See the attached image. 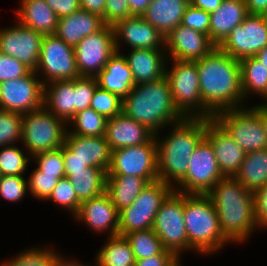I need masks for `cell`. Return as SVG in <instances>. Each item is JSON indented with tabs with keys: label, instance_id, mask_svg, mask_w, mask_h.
<instances>
[{
	"label": "cell",
	"instance_id": "obj_1",
	"mask_svg": "<svg viewBox=\"0 0 267 266\" xmlns=\"http://www.w3.org/2000/svg\"><path fill=\"white\" fill-rule=\"evenodd\" d=\"M195 62L202 103L214 115L225 109L249 105H245L243 98L239 60L217 46L207 56Z\"/></svg>",
	"mask_w": 267,
	"mask_h": 266
},
{
	"label": "cell",
	"instance_id": "obj_2",
	"mask_svg": "<svg viewBox=\"0 0 267 266\" xmlns=\"http://www.w3.org/2000/svg\"><path fill=\"white\" fill-rule=\"evenodd\" d=\"M209 120L184 118L167 126V134L163 135V131L155 134L159 180L174 188L186 176L190 157L205 138Z\"/></svg>",
	"mask_w": 267,
	"mask_h": 266
},
{
	"label": "cell",
	"instance_id": "obj_3",
	"mask_svg": "<svg viewBox=\"0 0 267 266\" xmlns=\"http://www.w3.org/2000/svg\"><path fill=\"white\" fill-rule=\"evenodd\" d=\"M217 211L223 235L231 244H245L258 228L254 192L235 177H223L206 194Z\"/></svg>",
	"mask_w": 267,
	"mask_h": 266
},
{
	"label": "cell",
	"instance_id": "obj_4",
	"mask_svg": "<svg viewBox=\"0 0 267 266\" xmlns=\"http://www.w3.org/2000/svg\"><path fill=\"white\" fill-rule=\"evenodd\" d=\"M122 112L145 125L154 134L185 117L175 107L166 77L135 85L123 99Z\"/></svg>",
	"mask_w": 267,
	"mask_h": 266
},
{
	"label": "cell",
	"instance_id": "obj_5",
	"mask_svg": "<svg viewBox=\"0 0 267 266\" xmlns=\"http://www.w3.org/2000/svg\"><path fill=\"white\" fill-rule=\"evenodd\" d=\"M184 222L190 251L196 254L216 255L231 243L223 235L217 211L207 195L184 193Z\"/></svg>",
	"mask_w": 267,
	"mask_h": 266
},
{
	"label": "cell",
	"instance_id": "obj_6",
	"mask_svg": "<svg viewBox=\"0 0 267 266\" xmlns=\"http://www.w3.org/2000/svg\"><path fill=\"white\" fill-rule=\"evenodd\" d=\"M168 62L172 63V66L169 67ZM165 77L170 86L174 105L185 118L214 117L202 103L196 62L168 60Z\"/></svg>",
	"mask_w": 267,
	"mask_h": 266
},
{
	"label": "cell",
	"instance_id": "obj_7",
	"mask_svg": "<svg viewBox=\"0 0 267 266\" xmlns=\"http://www.w3.org/2000/svg\"><path fill=\"white\" fill-rule=\"evenodd\" d=\"M67 132V122L43 106L23 114L22 144L20 145L31 156L56 150L64 144Z\"/></svg>",
	"mask_w": 267,
	"mask_h": 266
},
{
	"label": "cell",
	"instance_id": "obj_8",
	"mask_svg": "<svg viewBox=\"0 0 267 266\" xmlns=\"http://www.w3.org/2000/svg\"><path fill=\"white\" fill-rule=\"evenodd\" d=\"M213 119L246 153L267 148L264 125L254 105L222 110Z\"/></svg>",
	"mask_w": 267,
	"mask_h": 266
},
{
	"label": "cell",
	"instance_id": "obj_9",
	"mask_svg": "<svg viewBox=\"0 0 267 266\" xmlns=\"http://www.w3.org/2000/svg\"><path fill=\"white\" fill-rule=\"evenodd\" d=\"M152 229L165 249L177 257L190 252V244L184 222V193L173 190L155 215Z\"/></svg>",
	"mask_w": 267,
	"mask_h": 266
},
{
	"label": "cell",
	"instance_id": "obj_10",
	"mask_svg": "<svg viewBox=\"0 0 267 266\" xmlns=\"http://www.w3.org/2000/svg\"><path fill=\"white\" fill-rule=\"evenodd\" d=\"M173 190L172 186L161 180L149 183L131 206L119 212L118 235L151 229L156 213Z\"/></svg>",
	"mask_w": 267,
	"mask_h": 266
},
{
	"label": "cell",
	"instance_id": "obj_11",
	"mask_svg": "<svg viewBox=\"0 0 267 266\" xmlns=\"http://www.w3.org/2000/svg\"><path fill=\"white\" fill-rule=\"evenodd\" d=\"M36 74L43 85L57 80H74L80 77L74 47L56 34L44 35Z\"/></svg>",
	"mask_w": 267,
	"mask_h": 266
},
{
	"label": "cell",
	"instance_id": "obj_12",
	"mask_svg": "<svg viewBox=\"0 0 267 266\" xmlns=\"http://www.w3.org/2000/svg\"><path fill=\"white\" fill-rule=\"evenodd\" d=\"M223 177L213 147L204 138L190 157L186 176L174 190L185 194L206 195Z\"/></svg>",
	"mask_w": 267,
	"mask_h": 266
},
{
	"label": "cell",
	"instance_id": "obj_13",
	"mask_svg": "<svg viewBox=\"0 0 267 266\" xmlns=\"http://www.w3.org/2000/svg\"><path fill=\"white\" fill-rule=\"evenodd\" d=\"M107 175L137 176L148 183L159 180L155 135L142 145L111 151V164Z\"/></svg>",
	"mask_w": 267,
	"mask_h": 266
},
{
	"label": "cell",
	"instance_id": "obj_14",
	"mask_svg": "<svg viewBox=\"0 0 267 266\" xmlns=\"http://www.w3.org/2000/svg\"><path fill=\"white\" fill-rule=\"evenodd\" d=\"M74 52L79 75L95 77L116 52L113 26L104 25L86 36L74 47Z\"/></svg>",
	"mask_w": 267,
	"mask_h": 266
},
{
	"label": "cell",
	"instance_id": "obj_15",
	"mask_svg": "<svg viewBox=\"0 0 267 266\" xmlns=\"http://www.w3.org/2000/svg\"><path fill=\"white\" fill-rule=\"evenodd\" d=\"M44 85L35 71L0 83V109L20 114L43 107Z\"/></svg>",
	"mask_w": 267,
	"mask_h": 266
},
{
	"label": "cell",
	"instance_id": "obj_16",
	"mask_svg": "<svg viewBox=\"0 0 267 266\" xmlns=\"http://www.w3.org/2000/svg\"><path fill=\"white\" fill-rule=\"evenodd\" d=\"M267 46V25L262 15L248 14L218 46L236 60L255 56Z\"/></svg>",
	"mask_w": 267,
	"mask_h": 266
},
{
	"label": "cell",
	"instance_id": "obj_17",
	"mask_svg": "<svg viewBox=\"0 0 267 266\" xmlns=\"http://www.w3.org/2000/svg\"><path fill=\"white\" fill-rule=\"evenodd\" d=\"M15 22L11 26L0 28V52L16 58L35 71L44 35Z\"/></svg>",
	"mask_w": 267,
	"mask_h": 266
},
{
	"label": "cell",
	"instance_id": "obj_18",
	"mask_svg": "<svg viewBox=\"0 0 267 266\" xmlns=\"http://www.w3.org/2000/svg\"><path fill=\"white\" fill-rule=\"evenodd\" d=\"M217 47L207 34L185 27L182 24L174 28L165 37L167 60L195 62L207 56Z\"/></svg>",
	"mask_w": 267,
	"mask_h": 266
},
{
	"label": "cell",
	"instance_id": "obj_19",
	"mask_svg": "<svg viewBox=\"0 0 267 266\" xmlns=\"http://www.w3.org/2000/svg\"><path fill=\"white\" fill-rule=\"evenodd\" d=\"M113 28L115 48L118 52L124 47L123 42L130 49H165V37L142 16L120 20Z\"/></svg>",
	"mask_w": 267,
	"mask_h": 266
},
{
	"label": "cell",
	"instance_id": "obj_20",
	"mask_svg": "<svg viewBox=\"0 0 267 266\" xmlns=\"http://www.w3.org/2000/svg\"><path fill=\"white\" fill-rule=\"evenodd\" d=\"M73 218L76 222L86 224L94 233H106L107 237L118 235L119 212L106 192L81 202L79 211Z\"/></svg>",
	"mask_w": 267,
	"mask_h": 266
},
{
	"label": "cell",
	"instance_id": "obj_21",
	"mask_svg": "<svg viewBox=\"0 0 267 266\" xmlns=\"http://www.w3.org/2000/svg\"><path fill=\"white\" fill-rule=\"evenodd\" d=\"M62 154L63 158H78L87 166L106 172L111 164V149L104 136L88 137L67 132Z\"/></svg>",
	"mask_w": 267,
	"mask_h": 266
},
{
	"label": "cell",
	"instance_id": "obj_22",
	"mask_svg": "<svg viewBox=\"0 0 267 266\" xmlns=\"http://www.w3.org/2000/svg\"><path fill=\"white\" fill-rule=\"evenodd\" d=\"M205 138L211 143L219 169L224 177H235L246 152L213 118L206 125Z\"/></svg>",
	"mask_w": 267,
	"mask_h": 266
},
{
	"label": "cell",
	"instance_id": "obj_23",
	"mask_svg": "<svg viewBox=\"0 0 267 266\" xmlns=\"http://www.w3.org/2000/svg\"><path fill=\"white\" fill-rule=\"evenodd\" d=\"M155 134L145 125L121 112L107 119L104 137L111 151L147 143Z\"/></svg>",
	"mask_w": 267,
	"mask_h": 266
},
{
	"label": "cell",
	"instance_id": "obj_24",
	"mask_svg": "<svg viewBox=\"0 0 267 266\" xmlns=\"http://www.w3.org/2000/svg\"><path fill=\"white\" fill-rule=\"evenodd\" d=\"M126 57L135 85L153 82L165 76V49H129Z\"/></svg>",
	"mask_w": 267,
	"mask_h": 266
},
{
	"label": "cell",
	"instance_id": "obj_25",
	"mask_svg": "<svg viewBox=\"0 0 267 266\" xmlns=\"http://www.w3.org/2000/svg\"><path fill=\"white\" fill-rule=\"evenodd\" d=\"M123 51L125 50L116 51L105 64V67L95 76L99 87L118 95L121 99H124L135 86L131 69Z\"/></svg>",
	"mask_w": 267,
	"mask_h": 266
},
{
	"label": "cell",
	"instance_id": "obj_26",
	"mask_svg": "<svg viewBox=\"0 0 267 266\" xmlns=\"http://www.w3.org/2000/svg\"><path fill=\"white\" fill-rule=\"evenodd\" d=\"M18 7L14 17L21 25L42 35L56 34L59 17L45 0H20Z\"/></svg>",
	"mask_w": 267,
	"mask_h": 266
},
{
	"label": "cell",
	"instance_id": "obj_27",
	"mask_svg": "<svg viewBox=\"0 0 267 266\" xmlns=\"http://www.w3.org/2000/svg\"><path fill=\"white\" fill-rule=\"evenodd\" d=\"M247 15L244 0H223L220 7L210 13V40L219 46L236 26L242 24Z\"/></svg>",
	"mask_w": 267,
	"mask_h": 266
},
{
	"label": "cell",
	"instance_id": "obj_28",
	"mask_svg": "<svg viewBox=\"0 0 267 266\" xmlns=\"http://www.w3.org/2000/svg\"><path fill=\"white\" fill-rule=\"evenodd\" d=\"M104 25L99 15L80 9L59 18L56 35L75 47L83 38L99 31Z\"/></svg>",
	"mask_w": 267,
	"mask_h": 266
},
{
	"label": "cell",
	"instance_id": "obj_29",
	"mask_svg": "<svg viewBox=\"0 0 267 266\" xmlns=\"http://www.w3.org/2000/svg\"><path fill=\"white\" fill-rule=\"evenodd\" d=\"M189 0H152L142 17L164 37L181 24Z\"/></svg>",
	"mask_w": 267,
	"mask_h": 266
},
{
	"label": "cell",
	"instance_id": "obj_30",
	"mask_svg": "<svg viewBox=\"0 0 267 266\" xmlns=\"http://www.w3.org/2000/svg\"><path fill=\"white\" fill-rule=\"evenodd\" d=\"M43 106L68 122L75 115L74 80H57L44 85Z\"/></svg>",
	"mask_w": 267,
	"mask_h": 266
},
{
	"label": "cell",
	"instance_id": "obj_31",
	"mask_svg": "<svg viewBox=\"0 0 267 266\" xmlns=\"http://www.w3.org/2000/svg\"><path fill=\"white\" fill-rule=\"evenodd\" d=\"M149 183L141 177L129 175H107L105 192L118 212L131 206L140 192Z\"/></svg>",
	"mask_w": 267,
	"mask_h": 266
},
{
	"label": "cell",
	"instance_id": "obj_32",
	"mask_svg": "<svg viewBox=\"0 0 267 266\" xmlns=\"http://www.w3.org/2000/svg\"><path fill=\"white\" fill-rule=\"evenodd\" d=\"M240 66L244 101L247 103L248 98L252 99L254 95L265 100L267 98V68L255 56L241 59Z\"/></svg>",
	"mask_w": 267,
	"mask_h": 266
},
{
	"label": "cell",
	"instance_id": "obj_33",
	"mask_svg": "<svg viewBox=\"0 0 267 266\" xmlns=\"http://www.w3.org/2000/svg\"><path fill=\"white\" fill-rule=\"evenodd\" d=\"M107 172L98 167H88L85 171H72L65 174L80 202L100 196L106 189Z\"/></svg>",
	"mask_w": 267,
	"mask_h": 266
},
{
	"label": "cell",
	"instance_id": "obj_34",
	"mask_svg": "<svg viewBox=\"0 0 267 266\" xmlns=\"http://www.w3.org/2000/svg\"><path fill=\"white\" fill-rule=\"evenodd\" d=\"M235 178L255 192L267 184V148L248 152Z\"/></svg>",
	"mask_w": 267,
	"mask_h": 266
},
{
	"label": "cell",
	"instance_id": "obj_35",
	"mask_svg": "<svg viewBox=\"0 0 267 266\" xmlns=\"http://www.w3.org/2000/svg\"><path fill=\"white\" fill-rule=\"evenodd\" d=\"M95 256V266H134L135 257L124 236L107 237Z\"/></svg>",
	"mask_w": 267,
	"mask_h": 266
},
{
	"label": "cell",
	"instance_id": "obj_36",
	"mask_svg": "<svg viewBox=\"0 0 267 266\" xmlns=\"http://www.w3.org/2000/svg\"><path fill=\"white\" fill-rule=\"evenodd\" d=\"M107 119L91 107L76 113L68 122V133L80 136H104Z\"/></svg>",
	"mask_w": 267,
	"mask_h": 266
},
{
	"label": "cell",
	"instance_id": "obj_37",
	"mask_svg": "<svg viewBox=\"0 0 267 266\" xmlns=\"http://www.w3.org/2000/svg\"><path fill=\"white\" fill-rule=\"evenodd\" d=\"M30 162H32V156L23 146L13 144L0 147V171L2 175L24 176Z\"/></svg>",
	"mask_w": 267,
	"mask_h": 266
},
{
	"label": "cell",
	"instance_id": "obj_38",
	"mask_svg": "<svg viewBox=\"0 0 267 266\" xmlns=\"http://www.w3.org/2000/svg\"><path fill=\"white\" fill-rule=\"evenodd\" d=\"M59 253L57 249L48 246L28 247L17 253L15 257L0 262V266H51L54 257Z\"/></svg>",
	"mask_w": 267,
	"mask_h": 266
},
{
	"label": "cell",
	"instance_id": "obj_39",
	"mask_svg": "<svg viewBox=\"0 0 267 266\" xmlns=\"http://www.w3.org/2000/svg\"><path fill=\"white\" fill-rule=\"evenodd\" d=\"M124 237L129 242L135 260L160 254L165 248L154 230L132 231Z\"/></svg>",
	"mask_w": 267,
	"mask_h": 266
},
{
	"label": "cell",
	"instance_id": "obj_40",
	"mask_svg": "<svg viewBox=\"0 0 267 266\" xmlns=\"http://www.w3.org/2000/svg\"><path fill=\"white\" fill-rule=\"evenodd\" d=\"M22 125V114L0 109V147L21 144Z\"/></svg>",
	"mask_w": 267,
	"mask_h": 266
},
{
	"label": "cell",
	"instance_id": "obj_41",
	"mask_svg": "<svg viewBox=\"0 0 267 266\" xmlns=\"http://www.w3.org/2000/svg\"><path fill=\"white\" fill-rule=\"evenodd\" d=\"M48 200L52 201L58 208L68 211L74 217L80 208L81 202L78 200L75 190L67 177L58 180Z\"/></svg>",
	"mask_w": 267,
	"mask_h": 266
},
{
	"label": "cell",
	"instance_id": "obj_42",
	"mask_svg": "<svg viewBox=\"0 0 267 266\" xmlns=\"http://www.w3.org/2000/svg\"><path fill=\"white\" fill-rule=\"evenodd\" d=\"M90 107L106 119H110L122 112L123 99L97 86Z\"/></svg>",
	"mask_w": 267,
	"mask_h": 266
},
{
	"label": "cell",
	"instance_id": "obj_43",
	"mask_svg": "<svg viewBox=\"0 0 267 266\" xmlns=\"http://www.w3.org/2000/svg\"><path fill=\"white\" fill-rule=\"evenodd\" d=\"M32 161L44 174L54 175L58 179L65 177L62 147L56 150L37 153L32 156Z\"/></svg>",
	"mask_w": 267,
	"mask_h": 266
},
{
	"label": "cell",
	"instance_id": "obj_44",
	"mask_svg": "<svg viewBox=\"0 0 267 266\" xmlns=\"http://www.w3.org/2000/svg\"><path fill=\"white\" fill-rule=\"evenodd\" d=\"M58 180L54 175L44 174L36 167L27 178L28 193L37 200L48 201Z\"/></svg>",
	"mask_w": 267,
	"mask_h": 266
},
{
	"label": "cell",
	"instance_id": "obj_45",
	"mask_svg": "<svg viewBox=\"0 0 267 266\" xmlns=\"http://www.w3.org/2000/svg\"><path fill=\"white\" fill-rule=\"evenodd\" d=\"M28 193L27 177L2 175L0 178V199L9 203L20 202Z\"/></svg>",
	"mask_w": 267,
	"mask_h": 266
},
{
	"label": "cell",
	"instance_id": "obj_46",
	"mask_svg": "<svg viewBox=\"0 0 267 266\" xmlns=\"http://www.w3.org/2000/svg\"><path fill=\"white\" fill-rule=\"evenodd\" d=\"M97 86L95 77L80 76L74 79L75 114L90 107L92 96Z\"/></svg>",
	"mask_w": 267,
	"mask_h": 266
},
{
	"label": "cell",
	"instance_id": "obj_47",
	"mask_svg": "<svg viewBox=\"0 0 267 266\" xmlns=\"http://www.w3.org/2000/svg\"><path fill=\"white\" fill-rule=\"evenodd\" d=\"M32 70L24 63L0 52V83L28 75Z\"/></svg>",
	"mask_w": 267,
	"mask_h": 266
},
{
	"label": "cell",
	"instance_id": "obj_48",
	"mask_svg": "<svg viewBox=\"0 0 267 266\" xmlns=\"http://www.w3.org/2000/svg\"><path fill=\"white\" fill-rule=\"evenodd\" d=\"M181 24L209 36L210 13L190 3L184 12Z\"/></svg>",
	"mask_w": 267,
	"mask_h": 266
},
{
	"label": "cell",
	"instance_id": "obj_49",
	"mask_svg": "<svg viewBox=\"0 0 267 266\" xmlns=\"http://www.w3.org/2000/svg\"><path fill=\"white\" fill-rule=\"evenodd\" d=\"M131 17L127 0H106L104 24L114 26L118 21Z\"/></svg>",
	"mask_w": 267,
	"mask_h": 266
},
{
	"label": "cell",
	"instance_id": "obj_50",
	"mask_svg": "<svg viewBox=\"0 0 267 266\" xmlns=\"http://www.w3.org/2000/svg\"><path fill=\"white\" fill-rule=\"evenodd\" d=\"M254 208L258 228L267 229V184L254 192Z\"/></svg>",
	"mask_w": 267,
	"mask_h": 266
},
{
	"label": "cell",
	"instance_id": "obj_51",
	"mask_svg": "<svg viewBox=\"0 0 267 266\" xmlns=\"http://www.w3.org/2000/svg\"><path fill=\"white\" fill-rule=\"evenodd\" d=\"M46 4L55 12V14L62 18L71 15L73 12L79 11L80 0H45Z\"/></svg>",
	"mask_w": 267,
	"mask_h": 266
},
{
	"label": "cell",
	"instance_id": "obj_52",
	"mask_svg": "<svg viewBox=\"0 0 267 266\" xmlns=\"http://www.w3.org/2000/svg\"><path fill=\"white\" fill-rule=\"evenodd\" d=\"M177 256L170 250L164 249L160 254L135 260L134 266H168Z\"/></svg>",
	"mask_w": 267,
	"mask_h": 266
},
{
	"label": "cell",
	"instance_id": "obj_53",
	"mask_svg": "<svg viewBox=\"0 0 267 266\" xmlns=\"http://www.w3.org/2000/svg\"><path fill=\"white\" fill-rule=\"evenodd\" d=\"M106 0H80L82 10L99 15L104 22Z\"/></svg>",
	"mask_w": 267,
	"mask_h": 266
},
{
	"label": "cell",
	"instance_id": "obj_54",
	"mask_svg": "<svg viewBox=\"0 0 267 266\" xmlns=\"http://www.w3.org/2000/svg\"><path fill=\"white\" fill-rule=\"evenodd\" d=\"M72 259V260H71ZM51 266H95V261L93 264L88 265L85 262L82 263L80 260H74L73 258H68L62 255L60 252L54 257Z\"/></svg>",
	"mask_w": 267,
	"mask_h": 266
},
{
	"label": "cell",
	"instance_id": "obj_55",
	"mask_svg": "<svg viewBox=\"0 0 267 266\" xmlns=\"http://www.w3.org/2000/svg\"><path fill=\"white\" fill-rule=\"evenodd\" d=\"M248 14L263 15L267 12V0H244Z\"/></svg>",
	"mask_w": 267,
	"mask_h": 266
},
{
	"label": "cell",
	"instance_id": "obj_56",
	"mask_svg": "<svg viewBox=\"0 0 267 266\" xmlns=\"http://www.w3.org/2000/svg\"><path fill=\"white\" fill-rule=\"evenodd\" d=\"M131 16H142L152 0H127Z\"/></svg>",
	"mask_w": 267,
	"mask_h": 266
},
{
	"label": "cell",
	"instance_id": "obj_57",
	"mask_svg": "<svg viewBox=\"0 0 267 266\" xmlns=\"http://www.w3.org/2000/svg\"><path fill=\"white\" fill-rule=\"evenodd\" d=\"M65 174H72V171H85L87 166L83 161L78 158H63Z\"/></svg>",
	"mask_w": 267,
	"mask_h": 266
},
{
	"label": "cell",
	"instance_id": "obj_58",
	"mask_svg": "<svg viewBox=\"0 0 267 266\" xmlns=\"http://www.w3.org/2000/svg\"><path fill=\"white\" fill-rule=\"evenodd\" d=\"M222 1L223 0H192L190 3L208 13H213L220 7Z\"/></svg>",
	"mask_w": 267,
	"mask_h": 266
},
{
	"label": "cell",
	"instance_id": "obj_59",
	"mask_svg": "<svg viewBox=\"0 0 267 266\" xmlns=\"http://www.w3.org/2000/svg\"><path fill=\"white\" fill-rule=\"evenodd\" d=\"M254 106L259 110V117L262 120L267 135V104L260 102L259 104H254Z\"/></svg>",
	"mask_w": 267,
	"mask_h": 266
},
{
	"label": "cell",
	"instance_id": "obj_60",
	"mask_svg": "<svg viewBox=\"0 0 267 266\" xmlns=\"http://www.w3.org/2000/svg\"><path fill=\"white\" fill-rule=\"evenodd\" d=\"M255 57L267 68V46L260 50Z\"/></svg>",
	"mask_w": 267,
	"mask_h": 266
},
{
	"label": "cell",
	"instance_id": "obj_61",
	"mask_svg": "<svg viewBox=\"0 0 267 266\" xmlns=\"http://www.w3.org/2000/svg\"><path fill=\"white\" fill-rule=\"evenodd\" d=\"M182 257H177L170 265H168V266H183L182 264H181V262H182ZM181 260V261H180Z\"/></svg>",
	"mask_w": 267,
	"mask_h": 266
},
{
	"label": "cell",
	"instance_id": "obj_62",
	"mask_svg": "<svg viewBox=\"0 0 267 266\" xmlns=\"http://www.w3.org/2000/svg\"><path fill=\"white\" fill-rule=\"evenodd\" d=\"M262 16L265 19V22H266V25H267V12H265Z\"/></svg>",
	"mask_w": 267,
	"mask_h": 266
},
{
	"label": "cell",
	"instance_id": "obj_63",
	"mask_svg": "<svg viewBox=\"0 0 267 266\" xmlns=\"http://www.w3.org/2000/svg\"><path fill=\"white\" fill-rule=\"evenodd\" d=\"M262 103L267 104V98Z\"/></svg>",
	"mask_w": 267,
	"mask_h": 266
}]
</instances>
